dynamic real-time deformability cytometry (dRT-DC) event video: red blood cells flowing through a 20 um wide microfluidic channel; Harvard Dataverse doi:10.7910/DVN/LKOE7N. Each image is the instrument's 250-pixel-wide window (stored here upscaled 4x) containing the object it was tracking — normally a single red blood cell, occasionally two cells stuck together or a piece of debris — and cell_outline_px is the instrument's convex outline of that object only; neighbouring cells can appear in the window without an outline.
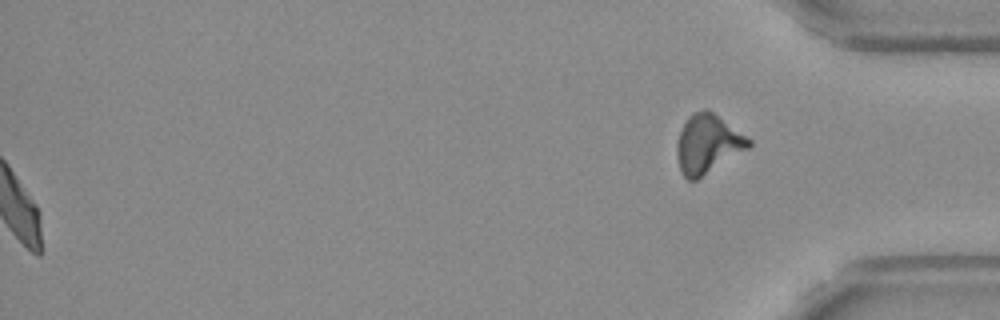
{"species": "Egyptian fruit bat (a non-hibernating species)", "species_latin": "Rousettus aegyptiacus", "temperature_condition": "warm", "stored_images_in_passage": 57, "segment_of_instrument_passage": [2, 2], "camera_frame_rate_fps": 3000, "um_per_image_px": 0.085, "frame": {"image": 1, "passage_image": 57, "time_ms": 18.667, "image_size_px": [1000, 320], "cell_outline_px": [[752, 144], [748, 148], [696, 180], [688, 180], [680, 172], [676, 156], [676, 144], [680, 132], [688, 116], [692, 112], [704, 108], [708, 108], [752, 140]], "centroid_in_image_um": [60.13, 12.21], "position_along_channel_um": 375.1, "area_um2": 24.62}}